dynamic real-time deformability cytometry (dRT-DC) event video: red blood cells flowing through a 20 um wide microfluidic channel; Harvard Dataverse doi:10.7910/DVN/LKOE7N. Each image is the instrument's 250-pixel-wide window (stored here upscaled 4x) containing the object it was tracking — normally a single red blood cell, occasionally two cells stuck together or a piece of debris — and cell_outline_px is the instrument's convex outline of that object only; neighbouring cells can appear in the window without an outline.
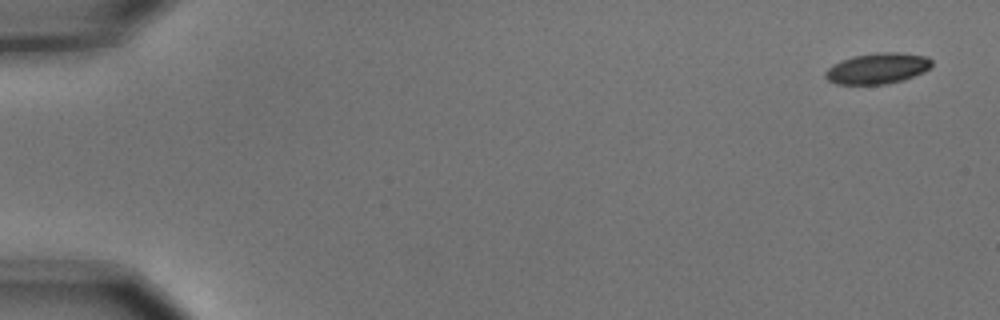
{"species": "common noctule bat (a hibernating species)", "species_latin": "Nyctalus noctula", "temperature_condition": "cold", "stored_images_in_passage": 6, "camera_frame_rate_fps": 3000, "um_per_image_px": 0.085, "animal": {"sex": "male", "body_mass_g": 15.6}, "frame": {"image": 1, "passage_image": 1, "time_ms": 0.0, "image_size_px": [1000, 320], "cell_outline_px": [[932, 64], [924, 72], [904, 80], [888, 84], [836, 84], [828, 80], [824, 76], [824, 72], [832, 64], [840, 60], [852, 56], [876, 52], [896, 52], [928, 56], [932, 60]], "centroid_in_image_um": [74.57, 5.81], "position_along_channel_um": 10.4, "area_um2": 19.36}}
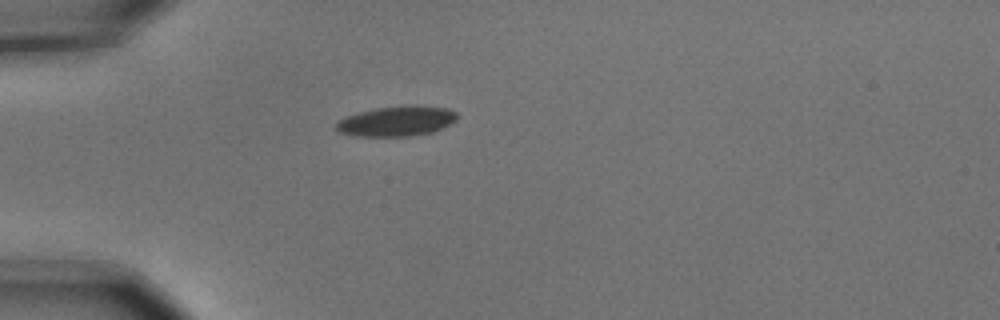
{"frame": {"image": 2, "passage_image": 5, "time_ms": 1.333, "image_size_px": [1000, 320], "cell_outline_px": [[456, 120], [432, 132], [408, 136], [356, 136], [340, 132], [336, 128], [336, 124], [340, 120], [348, 116], [360, 112], [376, 108], [408, 104], [416, 104], [448, 108], [456, 112]], "centroid_in_image_um": [33.74, 10.27], "position_along_channel_um": 51.3, "area_um2": 21.1}}